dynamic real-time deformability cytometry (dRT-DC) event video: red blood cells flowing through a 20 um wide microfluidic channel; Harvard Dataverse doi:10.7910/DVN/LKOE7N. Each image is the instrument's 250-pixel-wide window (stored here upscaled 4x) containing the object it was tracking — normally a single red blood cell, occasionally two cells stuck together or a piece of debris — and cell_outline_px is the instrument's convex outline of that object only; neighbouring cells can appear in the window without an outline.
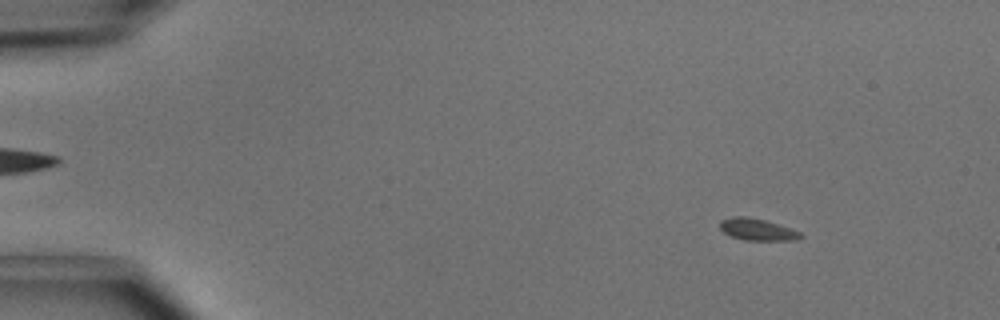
{"species": "common noctule bat (a hibernating species)", "species_latin": "Nyctalus noctula", "temperature_condition": "cold", "stored_images_in_passage": 50, "camera_frame_rate_fps": 3000, "um_per_image_px": 0.085, "animal": {"sex": "male", "body_mass_g": 15.6}, "frame": {"image": 1, "passage_image": 6, "time_ms": 1.667, "image_size_px": [1000, 320], "cell_outline_px": [[804, 236], [796, 240], [744, 240], [732, 236], [724, 232], [720, 228], [720, 220], [732, 216], [748, 216], [764, 220], [800, 232]], "centroid_in_image_um": [64.34, 19.5], "position_along_channel_um": 20.7, "area_um2": 10.12}}
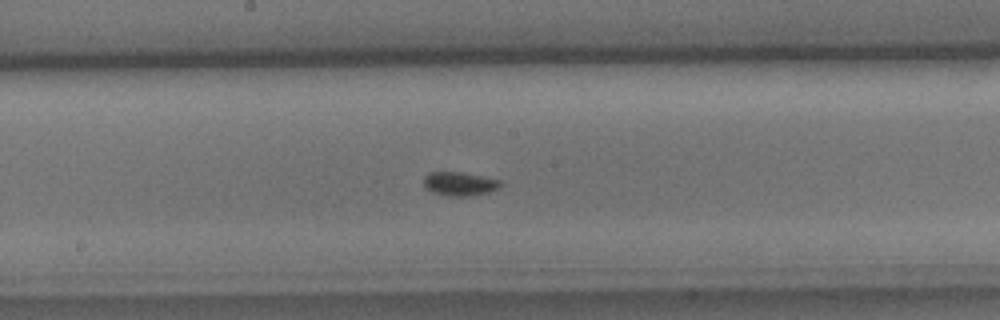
{"frame": {"image": 2, "passage_image": 27, "time_ms": 8.667, "image_size_px": [1000, 320], "cell_outline_px": [[504, 184], [500, 188], [488, 192], [468, 196], [444, 196], [432, 192], [424, 184], [424, 176], [428, 172], [460, 172], [500, 180]], "centroid_in_image_um": [39.08, 15.63], "position_along_channel_um": 209.1, "area_um2": 10.64}}
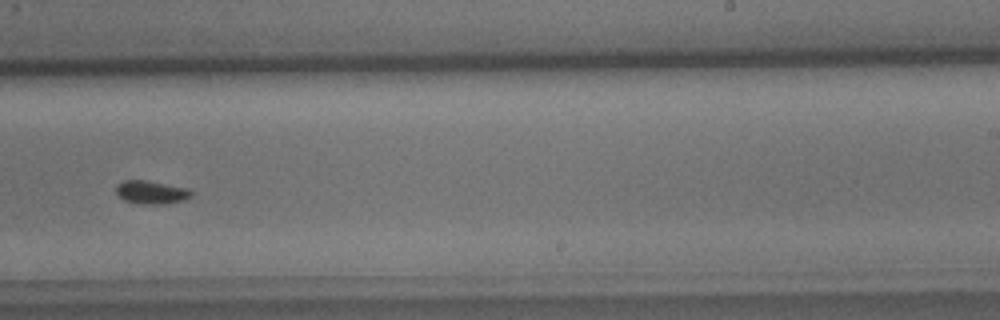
{"frame": {"image": 3, "passage_image": 32, "time_ms": 10.333, "image_size_px": [1000, 320], "cell_outline_px": [[192, 196], [184, 200], [164, 204], [140, 204], [124, 200], [116, 196], [116, 184], [124, 180], [144, 180], [188, 188], [192, 192]], "centroid_in_image_um": [12.83, 16.35], "position_along_channel_um": 276.2, "area_um2": 10.29}}